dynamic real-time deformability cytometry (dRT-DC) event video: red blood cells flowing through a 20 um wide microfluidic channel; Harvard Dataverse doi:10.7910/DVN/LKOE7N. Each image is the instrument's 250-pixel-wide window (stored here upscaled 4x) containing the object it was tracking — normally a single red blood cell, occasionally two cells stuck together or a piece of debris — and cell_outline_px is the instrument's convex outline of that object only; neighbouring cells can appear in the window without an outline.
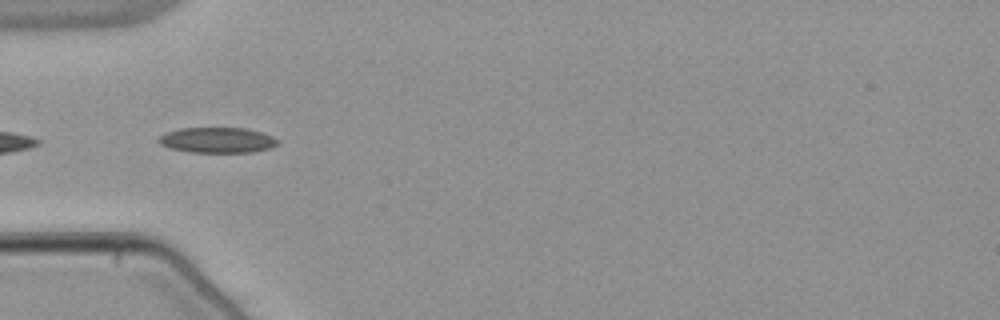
{"species": "common noctule bat (a hibernating species)", "species_latin": "Nyctalus noctula", "temperature_condition": "warm", "stored_images_in_passage": 13, "camera_frame_rate_fps": 3000, "um_per_image_px": 0.085, "animal": {"sex": "male", "body_mass_g": 21.5, "forearm_length_mm": 52.0}, "frame": {"image": 1, "passage_image": 1, "time_ms": 0.0, "image_size_px": [1000, 320], "cell_outline_px": [[280, 140], [276, 144], [268, 148], [252, 152], [192, 152], [172, 148], [160, 144], [156, 140], [160, 136], [168, 132], [180, 128], [244, 128], [260, 132], [272, 136]], "centroid_in_image_um": [18.46, 11.9], "position_along_channel_um": 66.5, "area_um2": 17.4}}